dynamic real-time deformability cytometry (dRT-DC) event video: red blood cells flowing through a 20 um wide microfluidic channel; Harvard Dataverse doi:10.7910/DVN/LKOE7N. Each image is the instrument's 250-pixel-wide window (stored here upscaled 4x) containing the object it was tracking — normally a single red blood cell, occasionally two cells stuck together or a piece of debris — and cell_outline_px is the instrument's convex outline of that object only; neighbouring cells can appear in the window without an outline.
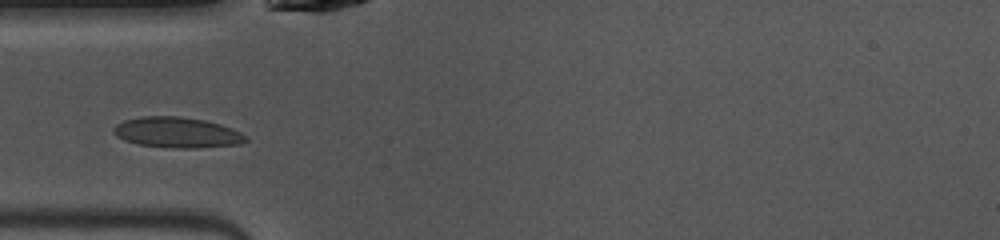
{"species": "common noctule bat (a hibernating species)", "species_latin": "Nyctalus noctula", "temperature_condition": "warm", "stored_images_in_passage": 37, "camera_frame_rate_fps": 3000, "um_per_image_px": 0.085, "animal": {"sex": "female", "body_mass_g": 10.0, "forearm_length_mm": 53.1}, "frame": {"image": 1, "passage_image": 2, "time_ms": 0.333, "image_size_px": [1000, 240], "cell_outline_px": [[248, 140], [240, 144], [196, 148], [176, 148], [140, 144], [124, 140], [116, 136], [112, 132], [112, 128], [116, 124], [124, 120], [144, 116], [180, 116], [204, 120], [220, 124], [232, 128], [240, 132]], "centroid_in_image_um": [15.03, 11.25], "position_along_channel_um": 70.0, "area_um2": 23.47}}
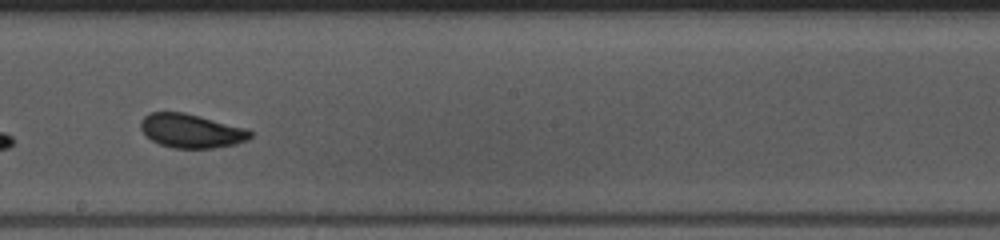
{"frame": {"image": 2, "passage_image": 14, "time_ms": 4.333, "image_size_px": [1000, 240], "cell_outline_px": [[252, 136], [248, 140], [236, 144], [212, 148], [172, 148], [160, 144], [152, 140], [140, 128], [140, 120], [148, 112], [184, 112], [200, 116], [244, 128], [252, 132]], "centroid_in_image_um": [16.23, 11.12], "position_along_channel_um": 232.0, "area_um2": 21.56}}
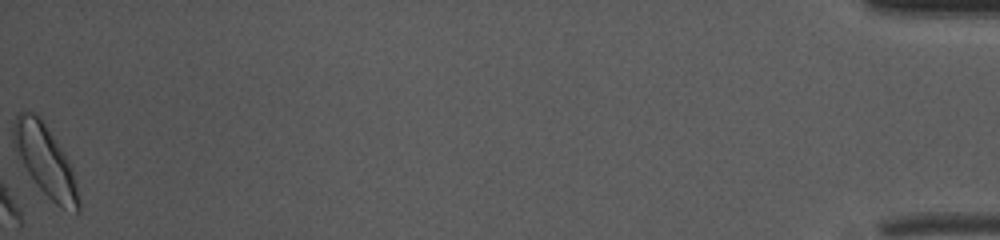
{"frame": {"image": 3, "passage_image": 37, "time_ms": 12.0, "image_size_px": [1000, 240], "cell_outline_px": [[80, 212], [76, 212], [60, 208], [36, 184], [28, 172], [16, 152], [12, 144], [12, 128], [16, 112], [36, 112], [40, 116], [64, 152], [72, 168], [80, 200]], "centroid_in_image_um": [3.83, 13.62], "position_along_channel_um": 431.4, "area_um2": 26.93}, "authors_computed_cell_mechanics": {"area_um2": 21.5016, "velocity_mm_per_s": 4.0233, "shape_relaxation_time_tau1_ms": 2.7728, "shape_relaxation_time_tau2_ms": 1.1003, "deformation_change_tau1": 0.1003, "deformation_change_tau2": 0.0608}}